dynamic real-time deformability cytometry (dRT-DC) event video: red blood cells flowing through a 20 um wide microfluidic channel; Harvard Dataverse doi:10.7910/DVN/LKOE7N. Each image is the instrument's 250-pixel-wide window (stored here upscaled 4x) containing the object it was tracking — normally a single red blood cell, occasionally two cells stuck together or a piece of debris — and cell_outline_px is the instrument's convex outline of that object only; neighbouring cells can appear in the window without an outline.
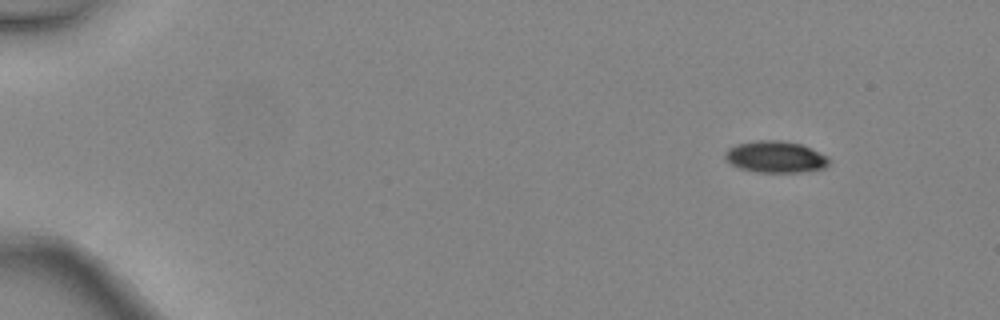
{"species": "common noctule bat (a hibernating species)", "species_latin": "Nyctalus noctula", "temperature_condition": "warm", "stored_images_in_passage": 4, "segment_of_instrument_passage": [1, 2], "camera_frame_rate_fps": 3000, "um_per_image_px": 0.085, "animal": {"sex": "female", "body_mass_g": 24.6, "forearm_length_mm": 56.2}, "frame": {"image": 1, "passage_image": 1, "time_ms": 0.0, "image_size_px": [1000, 320], "cell_outline_px": [[832, 160], [824, 168], [800, 172], [756, 172], [740, 168], [732, 164], [724, 156], [724, 152], [728, 148], [736, 144], [760, 140], [780, 140], [800, 144], [828, 156]], "centroid_in_image_um": [65.92, 13.33], "position_along_channel_um": 19.1, "area_um2": 19.07}}
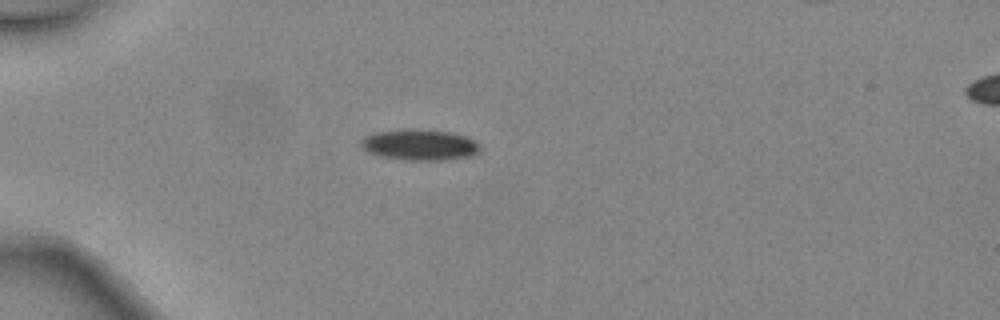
{"frame": {"image": 2, "passage_image": 3, "time_ms": 0.667, "image_size_px": [1000, 320], "cell_outline_px": [[480, 152], [472, 156], [448, 160], [404, 160], [380, 156], [368, 152], [360, 144], [360, 140], [364, 136], [376, 132], [452, 132], [476, 140], [480, 144]], "centroid_in_image_um": [35.74, 12.37], "position_along_channel_um": 49.3, "area_um2": 20.69}}